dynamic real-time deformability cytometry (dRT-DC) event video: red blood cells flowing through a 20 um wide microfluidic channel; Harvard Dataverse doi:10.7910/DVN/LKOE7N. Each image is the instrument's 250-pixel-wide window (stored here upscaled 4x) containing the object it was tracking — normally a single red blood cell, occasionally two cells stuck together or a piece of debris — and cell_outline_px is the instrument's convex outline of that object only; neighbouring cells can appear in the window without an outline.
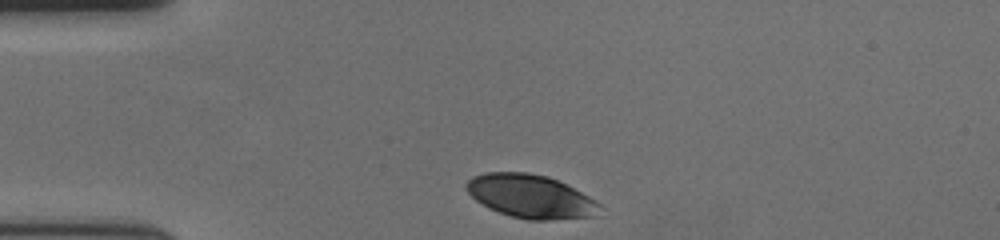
{"species": "human", "species_latin": "Homo sapiens", "temperature_condition": "cold", "stored_images_in_passage": 34, "camera_frame_rate_fps": 3000, "um_per_image_px": 0.085, "donor": {"sex": "female"}, "frame": {"image": 1, "passage_image": 1, "time_ms": 0.0, "image_size_px": [1000, 240], "cell_outline_px": [[600, 204], [592, 216], [548, 220], [528, 220], [512, 216], [488, 208], [476, 200], [464, 188], [464, 184], [472, 176], [484, 172], [528, 172], [548, 176], [596, 200]], "centroid_in_image_um": [45.01, 16.67], "position_along_channel_um": 40.0, "area_um2": 33.35}}
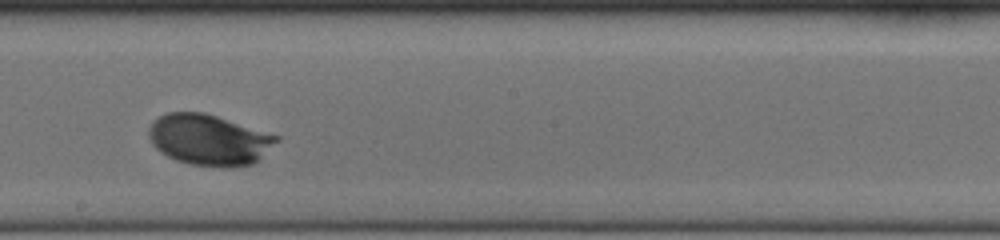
{"frame": {"image": 2, "passage_image": 20, "time_ms": 6.333, "image_size_px": [1000, 240], "cell_outline_px": [[280, 140], [260, 160], [252, 164], [232, 168], [224, 168], [192, 164], [176, 160], [160, 152], [152, 144], [148, 136], [148, 128], [152, 120], [168, 112], [204, 112], [280, 136]], "centroid_in_image_um": [17.78, 11.89], "position_along_channel_um": 230.4, "area_um2": 38.26}}
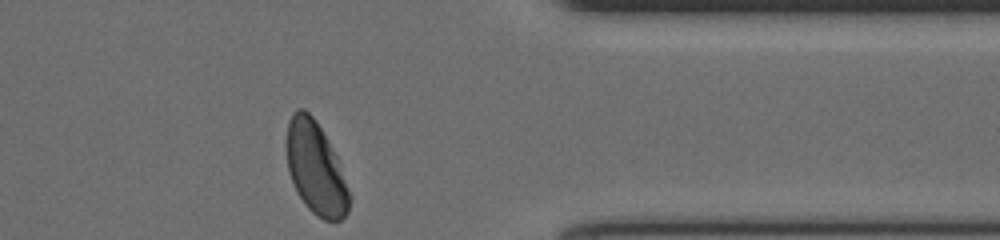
{"frame": {"image": 3, "passage_image": 34, "time_ms": 11.0, "image_size_px": [1000, 240], "cell_outline_px": [[352, 200], [348, 212], [340, 220], [324, 220], [316, 216], [304, 204], [296, 192], [288, 168], [284, 144], [288, 120], [292, 112], [296, 108], [304, 108], [316, 120], [328, 140], [336, 156], [352, 196]], "centroid_in_image_um": [26.81, 14.29], "position_along_channel_um": 384.6, "area_um2": 34.39}, "authors_computed_cell_mechanics": {"area_um2": 35.9805, "velocity_mm_per_s": 3.5635, "shape_relaxation_time_tau1_ms": 2.1633, "shape_relaxation_time_tau2_ms": null, "deformation_change_tau1": 0.138, "deformation_change_tau2": null}}